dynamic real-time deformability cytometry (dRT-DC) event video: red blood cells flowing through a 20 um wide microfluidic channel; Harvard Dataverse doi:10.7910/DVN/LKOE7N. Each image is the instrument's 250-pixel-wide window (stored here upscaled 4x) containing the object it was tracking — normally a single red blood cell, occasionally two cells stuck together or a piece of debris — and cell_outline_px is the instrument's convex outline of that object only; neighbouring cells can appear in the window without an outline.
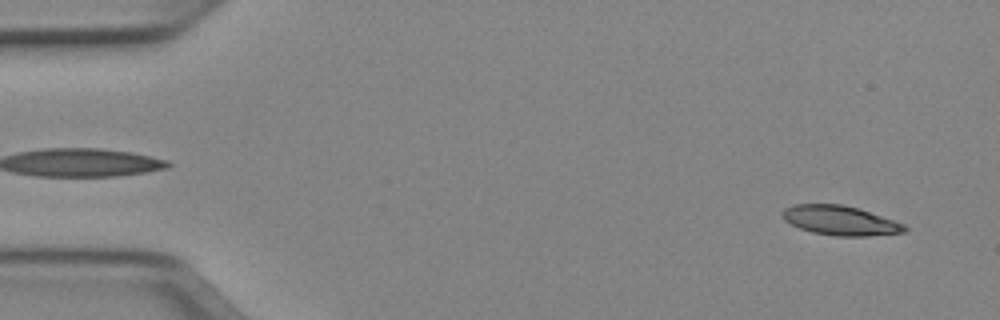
{"species": "Egyptian fruit bat (a non-hibernating species)", "species_latin": "Rousettus aegyptiacus", "temperature_condition": "cold", "stored_images_in_passage": 50, "camera_frame_rate_fps": 3000, "um_per_image_px": 0.085, "animal": {"sex": "female"}, "frame": {"image": 1, "passage_image": 3, "time_ms": 0.667, "image_size_px": [1000, 320], "cell_outline_px": [[908, 228], [904, 232], [864, 236], [836, 236], [812, 232], [800, 228], [784, 220], [780, 216], [784, 208], [792, 204], [840, 204], [856, 208], [904, 224]], "centroid_in_image_um": [71.35, 18.74], "position_along_channel_um": 13.7, "area_um2": 20.69}}
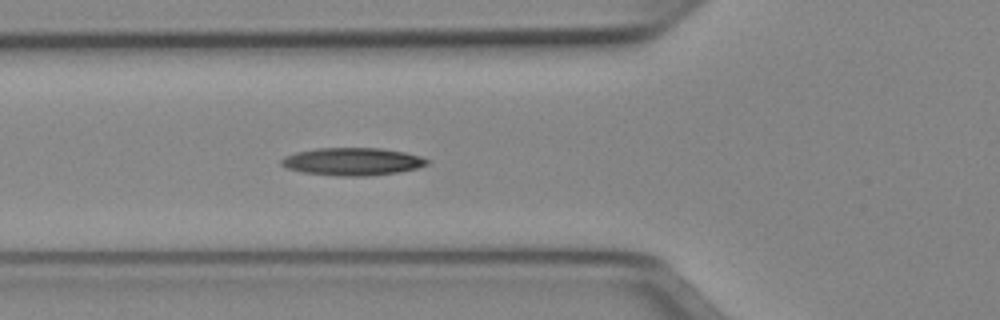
{"frame": {"image": 2, "passage_image": 18, "time_ms": 5.667, "image_size_px": [1000, 320], "cell_outline_px": [[432, 160], [428, 164], [416, 168], [400, 172], [368, 176], [336, 176], [304, 172], [288, 168], [280, 164], [280, 160], [284, 156], [296, 152], [316, 148], [380, 148], [404, 152], [420, 156]], "centroid_in_image_um": [29.97, 13.73], "position_along_channel_um": 95.8, "area_um2": 23.58}}
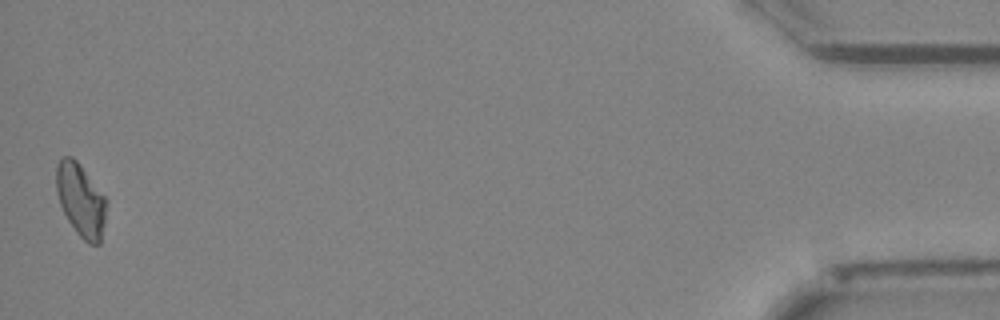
{"frame": {"image": 3, "passage_image": 50, "time_ms": 16.333, "image_size_px": [1000, 320], "cell_outline_px": [[108, 200], [104, 224], [100, 244], [88, 244], [76, 232], [68, 220], [60, 204], [56, 192], [56, 164], [64, 156], [72, 156], [80, 164]], "centroid_in_image_um": [6.87, 17.0], "position_along_channel_um": 428.3, "area_um2": 21.39}}